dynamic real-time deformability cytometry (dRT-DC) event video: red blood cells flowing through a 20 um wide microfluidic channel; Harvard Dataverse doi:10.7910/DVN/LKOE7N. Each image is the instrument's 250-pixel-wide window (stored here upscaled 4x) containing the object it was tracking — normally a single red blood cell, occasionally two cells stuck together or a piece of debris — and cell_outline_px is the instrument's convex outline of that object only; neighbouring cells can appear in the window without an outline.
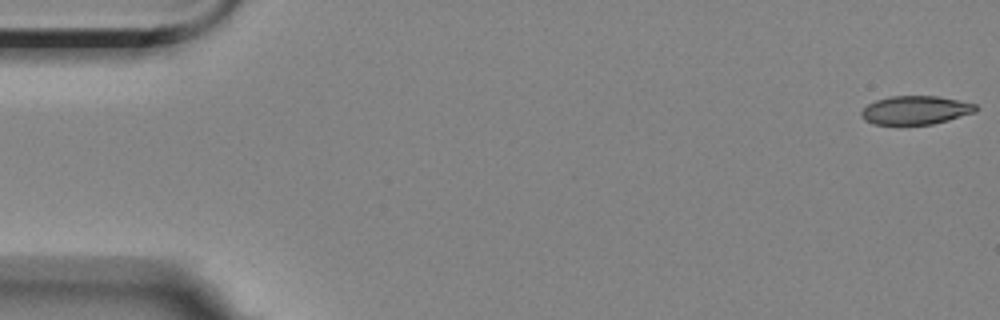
{"species": "Egyptian fruit bat (a non-hibernating species)", "species_latin": "Rousettus aegyptiacus", "temperature_condition": "room temperature", "stored_images_in_passage": 4, "camera_frame_rate_fps": 3000, "um_per_image_px": 0.085, "animal": {"sex": "female"}, "frame": {"image": 1, "passage_image": 1, "time_ms": 0.0, "image_size_px": [1000, 320], "cell_outline_px": [[980, 108], [976, 112], [948, 120], [932, 124], [872, 124], [864, 120], [860, 116], [860, 112], [868, 104], [876, 100], [892, 96], [940, 96], [976, 104]], "centroid_in_image_um": [77.84, 9.36], "position_along_channel_um": 7.2, "area_um2": 19.13}}
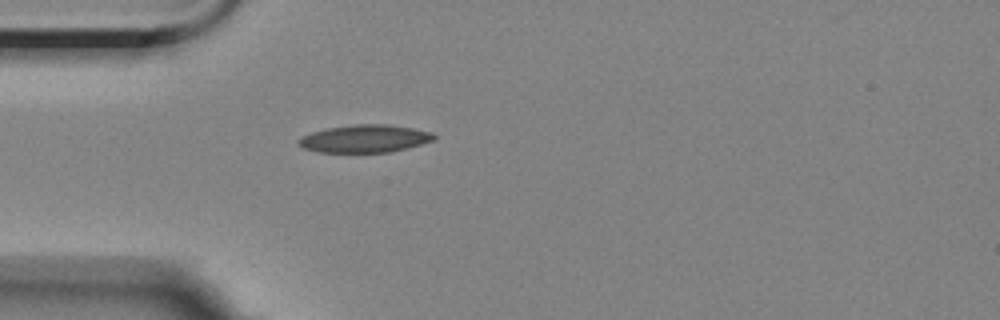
{"frame": {"image": 2, "passage_image": 4, "time_ms": 5.0, "image_size_px": [1000, 320], "cell_outline_px": [[436, 140], [392, 152], [316, 152], [304, 148], [296, 144], [296, 140], [300, 136], [312, 132], [328, 128], [356, 124], [388, 124], [412, 128], [432, 132], [436, 136]], "centroid_in_image_um": [30.99, 11.79], "position_along_channel_um": 54.0, "area_um2": 22.02}}